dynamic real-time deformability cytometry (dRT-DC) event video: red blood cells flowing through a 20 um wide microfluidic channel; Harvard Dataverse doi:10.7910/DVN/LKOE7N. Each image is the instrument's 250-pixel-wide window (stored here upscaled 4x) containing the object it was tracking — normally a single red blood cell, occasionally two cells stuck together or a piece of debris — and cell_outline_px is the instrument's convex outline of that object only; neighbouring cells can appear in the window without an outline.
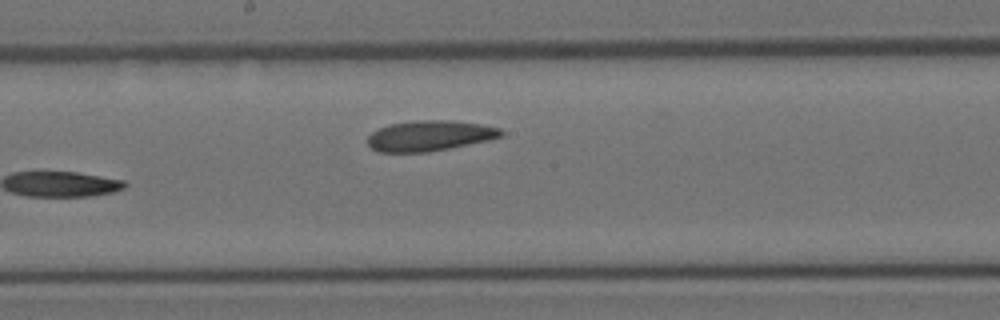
{"species": "Egyptian fruit bat (a non-hibernating species)", "species_latin": "Rousettus aegyptiacus", "temperature_condition": "room temperature", "stored_images_in_passage": 15, "camera_frame_rate_fps": 3000, "um_per_image_px": 0.085, "animal": {"sex": "female"}, "frame": {"image": 1, "passage_image": 15, "time_ms": 4.667, "image_size_px": [1000, 320], "cell_outline_px": [[504, 136], [488, 140], [428, 152], [380, 152], [372, 148], [368, 144], [368, 136], [372, 132], [380, 128], [392, 124], [412, 120], [452, 120], [480, 124], [500, 128], [504, 132]], "centroid_in_image_um": [36.54, 11.53], "position_along_channel_um": 211.7, "area_um2": 23.58}}